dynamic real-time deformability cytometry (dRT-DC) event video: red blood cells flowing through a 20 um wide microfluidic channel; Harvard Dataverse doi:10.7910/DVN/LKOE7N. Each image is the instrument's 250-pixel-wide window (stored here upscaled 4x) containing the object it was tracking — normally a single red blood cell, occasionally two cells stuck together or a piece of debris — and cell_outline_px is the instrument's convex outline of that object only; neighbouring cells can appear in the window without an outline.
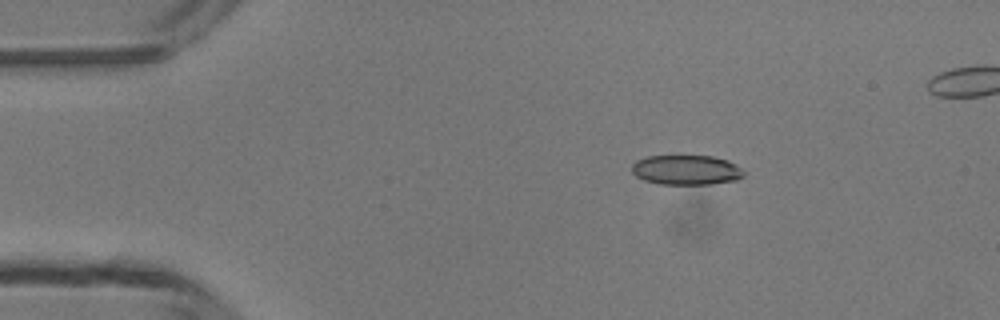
{"species": "common noctule bat (a hibernating species)", "species_latin": "Nyctalus noctula", "temperature_condition": "room temperature", "stored_images_in_passage": 5, "camera_frame_rate_fps": 3000, "um_per_image_px": 0.085, "animal": {"sex": "male", "body_mass_g": 13.3}, "frame": {"image": 1, "passage_image": 3, "time_ms": 2.333, "image_size_px": [1000, 320], "cell_outline_px": [[744, 176], [736, 180], [712, 184], [660, 184], [644, 180], [636, 176], [632, 172], [632, 164], [636, 160], [648, 156], [712, 156], [728, 160], [736, 164], [744, 172]], "centroid_in_image_um": [58.34, 14.44], "position_along_channel_um": 26.7, "area_um2": 19.48}}